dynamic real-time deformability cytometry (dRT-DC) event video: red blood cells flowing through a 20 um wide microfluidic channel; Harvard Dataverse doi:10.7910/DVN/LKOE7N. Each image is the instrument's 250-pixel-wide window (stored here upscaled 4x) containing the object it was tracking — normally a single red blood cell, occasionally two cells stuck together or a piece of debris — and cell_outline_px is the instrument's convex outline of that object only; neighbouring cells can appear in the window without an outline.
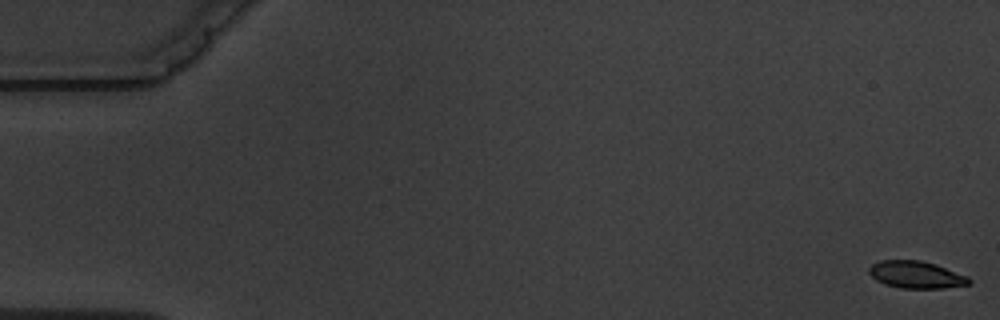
{"species": "common noctule bat (a hibernating species)", "species_latin": "Nyctalus noctula", "temperature_condition": "warm", "stored_images_in_passage": 10, "camera_frame_rate_fps": 3000, "um_per_image_px": 0.085, "animal": {"sex": "male", "body_mass_g": 19.5, "forearm_length_mm": 54.6}, "frame": {"image": 1, "passage_image": 1, "time_ms": 0.0, "image_size_px": [1000, 320], "cell_outline_px": [[972, 284], [944, 288], [900, 288], [884, 284], [876, 280], [868, 272], [868, 268], [872, 264], [880, 260], [920, 260], [936, 264], [968, 276], [972, 280]], "centroid_in_image_um": [77.89, 23.35], "position_along_channel_um": 7.1, "area_um2": 16.01}}
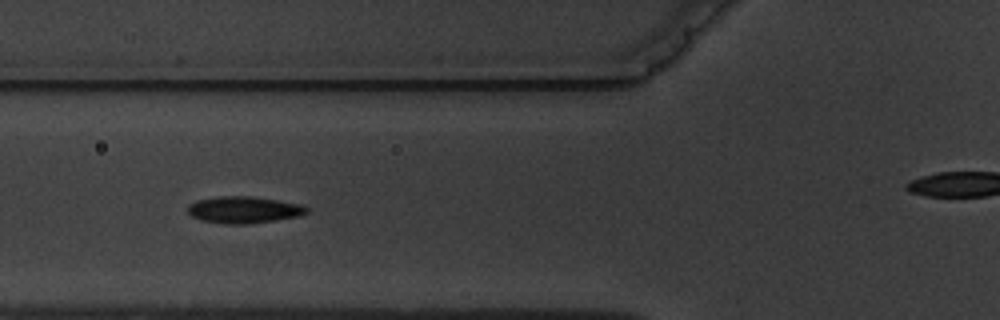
{"frame": {"image": 2, "passage_image": 7, "time_ms": 7.0, "image_size_px": [1000, 320], "cell_outline_px": [[308, 212], [300, 216], [276, 220], [248, 224], [224, 224], [200, 220], [192, 216], [188, 212], [188, 204], [196, 200], [220, 196], [252, 196], [300, 204], [308, 208]], "centroid_in_image_um": [20.71, 17.83], "position_along_channel_um": 105.1, "area_um2": 18.61}}